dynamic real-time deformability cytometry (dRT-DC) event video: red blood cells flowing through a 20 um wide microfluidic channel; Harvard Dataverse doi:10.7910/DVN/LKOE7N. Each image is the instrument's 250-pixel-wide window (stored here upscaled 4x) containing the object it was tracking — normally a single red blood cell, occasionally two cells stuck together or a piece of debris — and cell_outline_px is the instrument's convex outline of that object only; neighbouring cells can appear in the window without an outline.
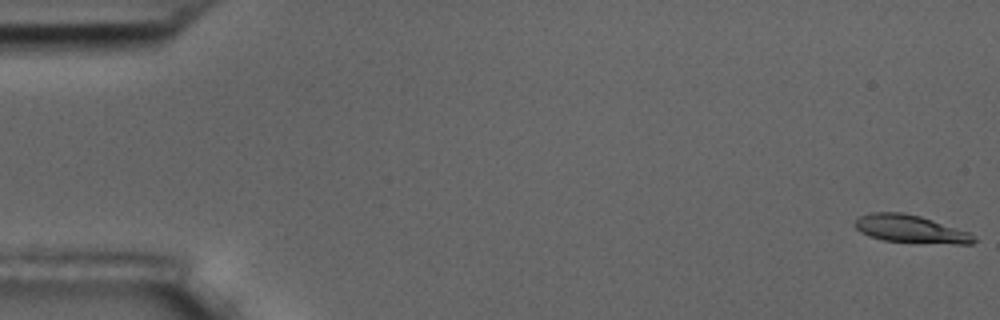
{"species": "common noctule bat (a hibernating species)", "species_latin": "Nyctalus noctula", "temperature_condition": "room temperature", "stored_images_in_passage": 56, "camera_frame_rate_fps": 3000, "um_per_image_px": 0.085, "animal": {"sex": "male", "body_mass_g": 17.5, "forearm_length_mm": 52.3}, "frame": {"image": 1, "passage_image": 1, "time_ms": 0.0, "image_size_px": [1000, 320], "cell_outline_px": [[976, 240], [972, 244], [956, 244], [884, 240], [868, 236], [860, 232], [852, 224], [860, 216], [872, 212], [900, 212], [920, 216], [968, 232], [976, 236]], "centroid_in_image_um": [77.37, 19.46], "position_along_channel_um": 7.6, "area_um2": 19.02}}
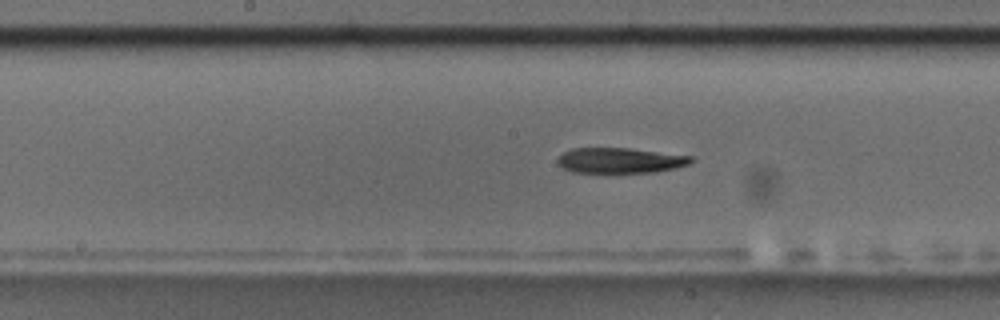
{"frame": {"image": 2, "passage_image": 29, "time_ms": 9.333, "image_size_px": [1000, 320], "cell_outline_px": [[696, 160], [688, 164], [676, 168], [656, 172], [572, 172], [560, 168], [556, 164], [556, 160], [564, 152], [572, 148], [628, 148], [692, 156]], "centroid_in_image_um": [52.69, 13.64], "position_along_channel_um": 195.5, "area_um2": 19.83}}
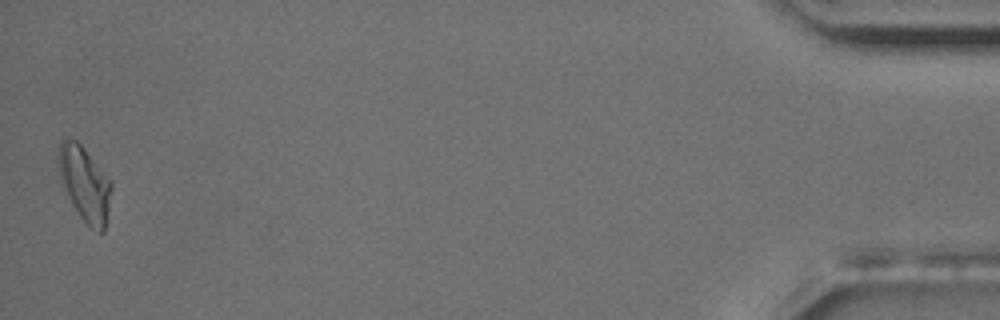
{"frame": {"image": 3, "passage_image": 56, "time_ms": 18.333, "image_size_px": [1000, 320], "cell_outline_px": [[112, 188], [104, 232], [100, 232], [92, 228], [80, 216], [72, 204], [64, 188], [60, 176], [56, 156], [60, 140], [64, 136], [68, 136], [76, 140], [80, 144], [112, 180]], "centroid_in_image_um": [7.18, 15.54], "position_along_channel_um": 428.0, "area_um2": 23.18}, "authors_computed_cell_mechanics": {"area_um2": 20.5479, "velocity_mm_per_s": 3.5892, "shape_relaxation_time_tau1_ms": null, "shape_relaxation_time_tau2_ms": 7.3637, "deformation_change_tau1": null, "deformation_change_tau2": 0.1788}}